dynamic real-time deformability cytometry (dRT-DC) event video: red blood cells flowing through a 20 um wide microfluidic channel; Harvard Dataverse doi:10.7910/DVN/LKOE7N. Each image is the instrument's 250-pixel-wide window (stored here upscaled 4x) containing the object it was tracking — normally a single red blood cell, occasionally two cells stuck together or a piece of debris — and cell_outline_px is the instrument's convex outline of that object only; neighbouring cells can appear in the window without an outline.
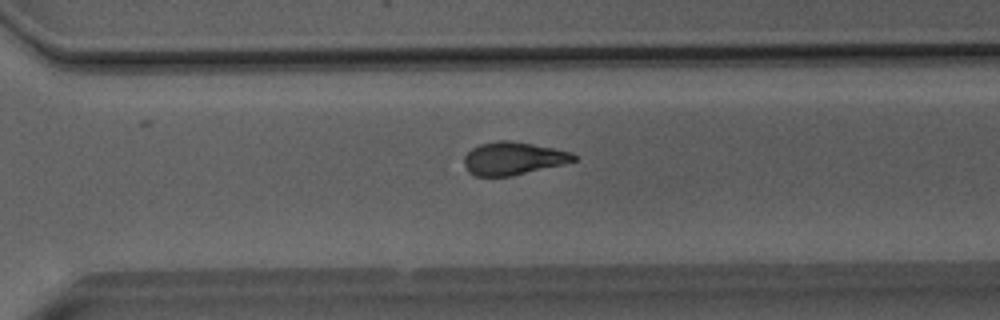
{"species": "Egyptian fruit bat (a non-hibernating species)", "species_latin": "Rousettus aegyptiacus", "temperature_condition": "room temperature", "stored_images_in_passage": 46, "camera_frame_rate_fps": 3000, "um_per_image_px": 0.085, "animal": {"sex": "male"}, "frame": {"image": 1, "passage_image": 31, "time_ms": 10.0, "image_size_px": [1000, 320], "cell_outline_px": [[576, 160], [564, 164], [512, 176], [472, 176], [468, 172], [464, 164], [464, 156], [472, 148], [480, 144], [500, 140], [508, 140], [532, 144], [572, 152], [576, 156]], "centroid_in_image_um": [43.6, 13.47], "position_along_channel_um": 327.0, "area_um2": 20.98}}
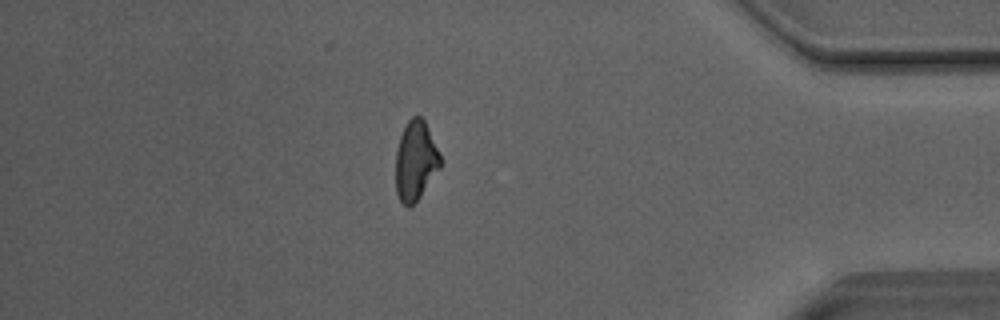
{"frame": {"image": 2, "passage_image": 39, "time_ms": 12.667, "image_size_px": [1000, 320], "cell_outline_px": [[440, 168], [420, 196], [408, 208], [400, 200], [396, 192], [396, 152], [400, 136], [408, 120], [412, 116], [420, 116], [424, 120], [440, 152]], "centroid_in_image_um": [35.32, 13.65], "position_along_channel_um": 399.9, "area_um2": 20.46}}
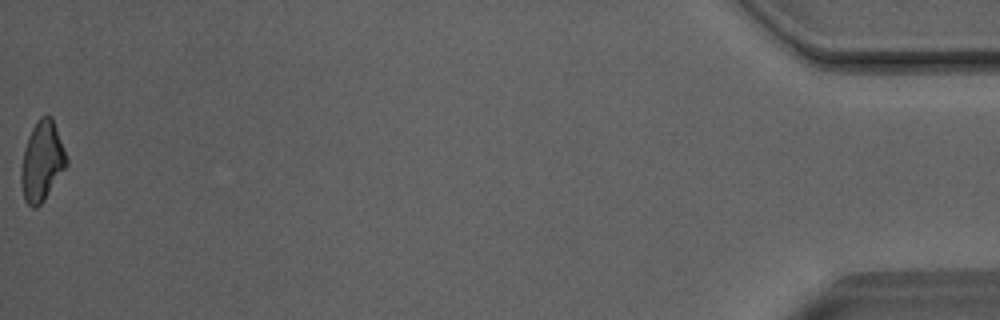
{"frame": {"image": 3, "passage_image": 46, "time_ms": 15.0, "image_size_px": [1000, 320], "cell_outline_px": [[68, 164], [44, 200], [36, 208], [32, 208], [24, 200], [20, 184], [20, 168], [24, 148], [28, 136], [36, 120], [40, 116], [52, 116], [64, 148], [68, 160]], "centroid_in_image_um": [3.55, 13.71], "position_along_channel_um": 431.7, "area_um2": 21.27}, "authors_computed_cell_mechanics": {"area_um2": 21.5883, "velocity_mm_per_s": 4.0752, "shape_relaxation_time_tau1_ms": 9.2104, "shape_relaxation_time_tau2_ms": 4.5393, "deformation_change_tau1": 0.2074, "deformation_change_tau2": 0.118}}